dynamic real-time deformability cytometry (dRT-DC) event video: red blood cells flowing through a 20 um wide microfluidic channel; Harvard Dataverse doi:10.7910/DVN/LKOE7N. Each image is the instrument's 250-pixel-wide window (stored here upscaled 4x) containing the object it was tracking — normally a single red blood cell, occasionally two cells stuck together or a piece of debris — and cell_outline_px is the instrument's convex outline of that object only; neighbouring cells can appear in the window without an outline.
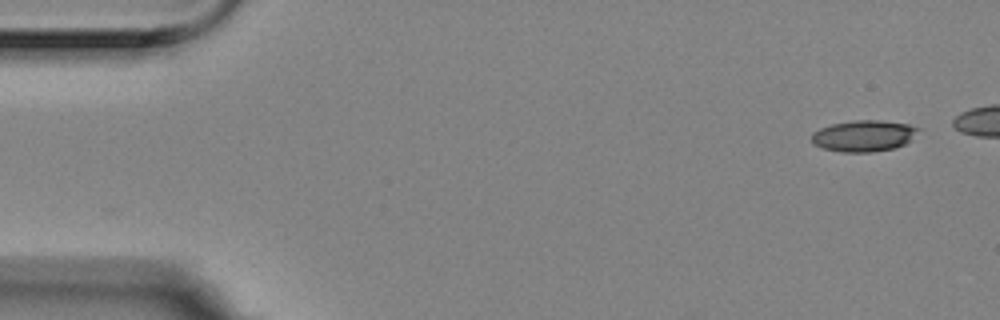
{"species": "Egyptian fruit bat (a non-hibernating species)", "species_latin": "Rousettus aegyptiacus", "temperature_condition": "room temperature", "stored_images_in_passage": 6, "segment_of_instrument_passage": [1, 2], "camera_frame_rate_fps": 3000, "um_per_image_px": 0.085, "animal": {"sex": "female"}, "frame": {"image": 1, "passage_image": 1, "time_ms": 0.0, "image_size_px": [1000, 320], "cell_outline_px": [[920, 128], [912, 140], [896, 148], [872, 152], [840, 152], [820, 148], [812, 144], [812, 132], [820, 128], [832, 124], [852, 120], [880, 120], [908, 124]], "centroid_in_image_um": [73.4, 11.55], "position_along_channel_um": 11.6, "area_um2": 19.71}}
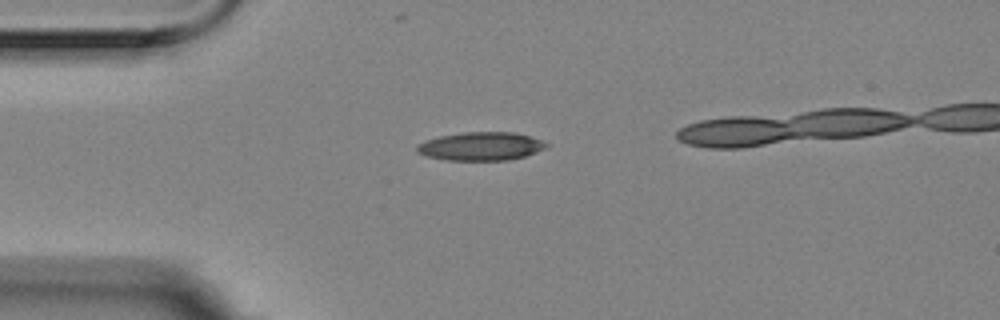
{"frame": {"image": 2, "passage_image": 3, "time_ms": 0.667, "image_size_px": [1000, 320], "cell_outline_px": [[548, 144], [544, 148], [536, 152], [524, 156], [508, 160], [444, 160], [424, 156], [416, 152], [416, 144], [424, 140], [440, 136], [464, 132], [512, 132], [528, 136], [540, 140]], "centroid_in_image_um": [40.78, 12.44], "position_along_channel_um": 44.2, "area_um2": 21.39}}
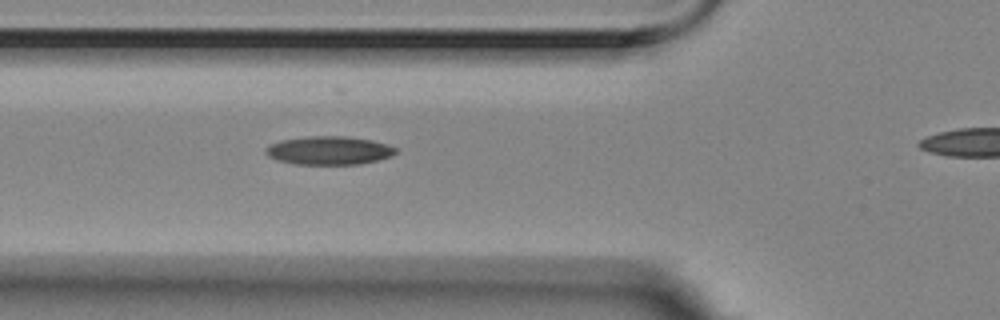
{"frame": {"image": 3, "passage_image": 5, "time_ms": 1.333, "image_size_px": [1000, 320], "cell_outline_px": [[400, 152], [392, 156], [380, 160], [360, 164], [296, 164], [280, 160], [268, 156], [264, 152], [264, 148], [280, 140], [308, 136], [348, 136], [372, 140], [400, 148]], "centroid_in_image_um": [28.04, 12.78], "position_along_channel_um": 97.8, "area_um2": 21.79}}